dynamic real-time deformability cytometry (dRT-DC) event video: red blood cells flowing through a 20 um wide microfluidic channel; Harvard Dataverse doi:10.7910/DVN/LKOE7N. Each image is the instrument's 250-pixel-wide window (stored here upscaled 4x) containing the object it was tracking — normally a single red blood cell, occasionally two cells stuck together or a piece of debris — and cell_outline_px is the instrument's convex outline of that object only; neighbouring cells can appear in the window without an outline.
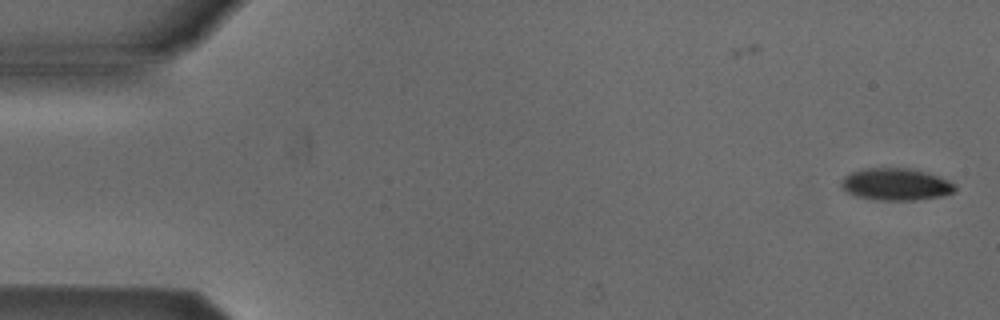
{"species": "Egyptian fruit bat (a non-hibernating species)", "species_latin": "Rousettus aegyptiacus", "temperature_condition": "cold", "stored_images_in_passage": 52, "camera_frame_rate_fps": 3000, "um_per_image_px": 0.085, "animal": {"sex": "male"}, "frame": {"image": 1, "passage_image": 1, "time_ms": 0.0, "image_size_px": [1000, 320], "cell_outline_px": [[956, 192], [940, 196], [912, 200], [872, 200], [856, 196], [844, 192], [840, 188], [840, 180], [844, 176], [852, 172], [864, 168], [908, 168], [924, 172], [948, 180], [956, 184]], "centroid_in_image_um": [76.09, 15.68], "position_along_channel_um": 8.9, "area_um2": 21.44}}
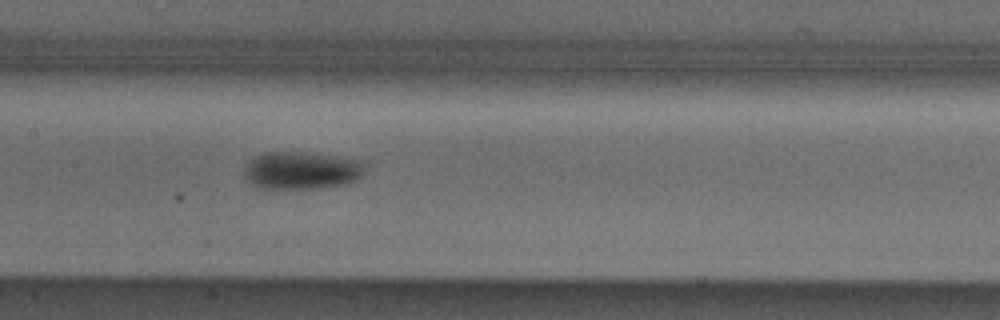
{"frame": {"image": 2, "passage_image": 25, "time_ms": 8.0, "image_size_px": [1000, 320], "cell_outline_px": [[364, 172], [356, 180], [344, 184], [316, 188], [260, 188], [244, 180], [244, 168], [248, 160], [264, 152], [300, 152], [364, 160]], "centroid_in_image_um": [25.59, 14.48], "position_along_channel_um": 181.8, "area_um2": 26.47}}
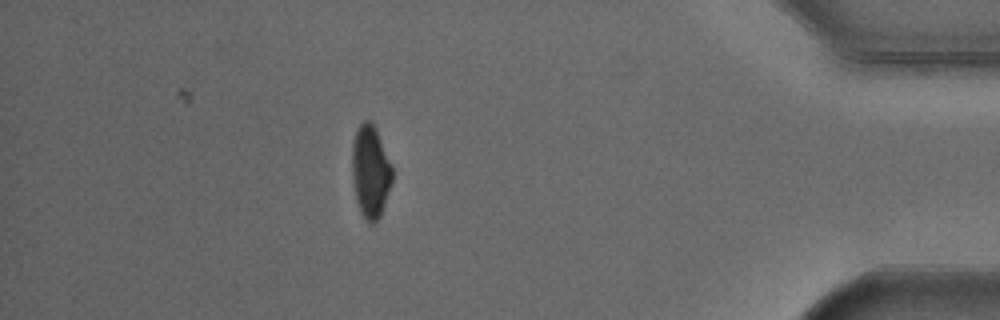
{"frame": {"image": 3, "passage_image": 46, "time_ms": 15.0, "image_size_px": [1000, 320], "cell_outline_px": [[392, 180], [380, 216], [372, 224], [360, 212], [356, 200], [352, 176], [352, 144], [356, 132], [360, 124], [364, 120], [368, 120], [376, 128], [392, 164]], "centroid_in_image_um": [31.49, 14.55], "position_along_channel_um": 403.7, "area_um2": 21.44}, "authors_computed_cell_mechanics": {"area_um2": 23.3512, "velocity_mm_per_s": 3.867, "shape_relaxation_time_tau1_ms": 1.9135, "shape_relaxation_time_tau2_ms": null, "deformation_change_tau1": 0.0851, "deformation_change_tau2": null}}